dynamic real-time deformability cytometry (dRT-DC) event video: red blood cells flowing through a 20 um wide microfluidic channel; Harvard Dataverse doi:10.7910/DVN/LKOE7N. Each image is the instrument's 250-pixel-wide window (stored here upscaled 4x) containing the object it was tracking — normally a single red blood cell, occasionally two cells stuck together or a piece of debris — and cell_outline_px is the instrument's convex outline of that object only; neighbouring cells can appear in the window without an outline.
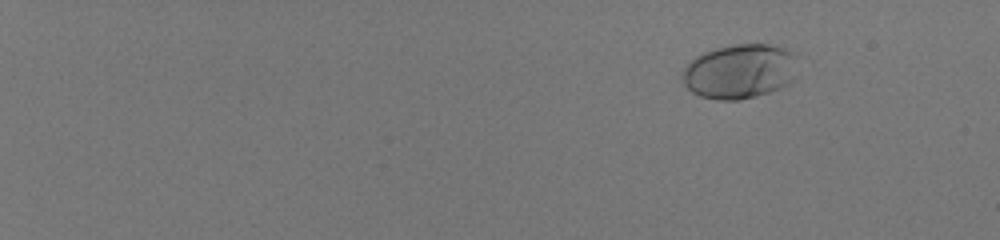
{"species": "human", "species_latin": "Homo sapiens", "temperature_condition": "room temperature", "stored_images_in_passage": 59, "camera_frame_rate_fps": 3000, "um_per_image_px": 0.085, "donor": {"sex": "male"}, "frame": {"image": 1, "passage_image": 10, "time_ms": 3.0, "image_size_px": [1000, 240], "cell_outline_px": [[792, 80], [788, 84], [780, 88], [768, 92], [740, 100], [716, 100], [700, 96], [692, 92], [680, 80], [680, 72], [696, 56], [704, 52], [716, 48], [736, 44], [768, 44], [788, 48], [792, 52]], "centroid_in_image_um": [62.78, 6.07], "position_along_channel_um": 22.2, "area_um2": 36.36}}
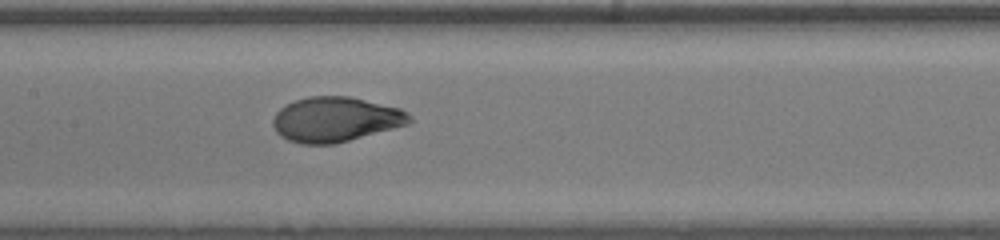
{"frame": {"image": 2, "passage_image": 37, "time_ms": 12.0, "image_size_px": [1000, 240], "cell_outline_px": [[412, 120], [408, 124], [348, 140], [332, 144], [300, 144], [288, 140], [280, 136], [276, 132], [272, 124], [272, 120], [276, 112], [280, 108], [296, 100], [308, 96], [348, 96], [400, 108], [408, 112], [412, 116]], "centroid_in_image_um": [28.5, 10.15], "position_along_channel_um": 178.9, "area_um2": 35.55}}
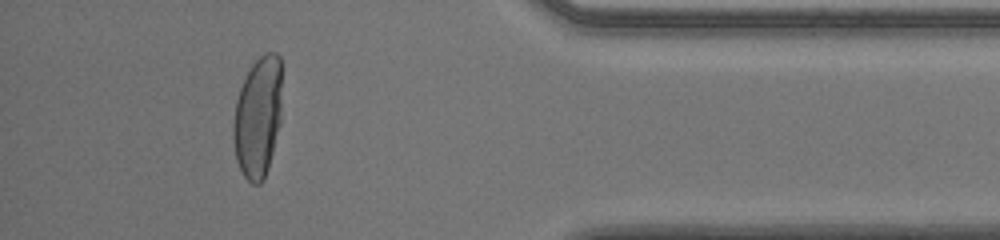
{"frame": {"image": 3, "passage_image": 56, "time_ms": 18.333, "image_size_px": [1000, 240], "cell_outline_px": [[280, 124], [268, 168], [264, 180], [260, 184], [252, 184], [244, 176], [236, 160], [232, 136], [232, 124], [236, 100], [240, 88], [252, 64], [264, 52], [276, 52], [280, 56]], "centroid_in_image_um": [21.9, 9.97], "position_along_channel_um": 413.3, "area_um2": 34.33}, "authors_computed_cell_mechanics": {"area_um2": 35.547, "velocity_mm_per_s": 4.0416, "shape_relaxation_time_tau1_ms": 5.1544, "shape_relaxation_time_tau2_ms": null, "deformation_change_tau1": 0.2599, "deformation_change_tau2": null}}